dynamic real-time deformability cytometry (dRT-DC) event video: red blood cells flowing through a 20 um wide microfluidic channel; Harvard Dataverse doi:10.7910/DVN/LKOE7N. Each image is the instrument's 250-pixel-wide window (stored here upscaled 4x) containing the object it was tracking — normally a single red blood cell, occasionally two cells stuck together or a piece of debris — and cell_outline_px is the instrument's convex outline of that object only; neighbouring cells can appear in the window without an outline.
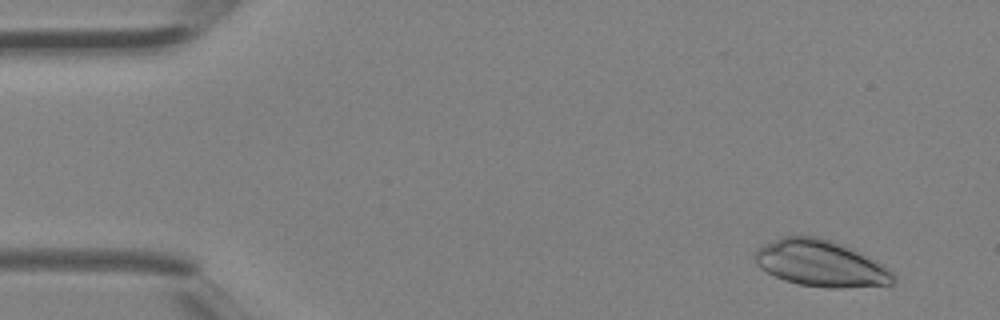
{"species": "Egyptian fruit bat (a non-hibernating species)", "species_latin": "Rousettus aegyptiacus", "temperature_condition": "room temperature", "stored_images_in_passage": 40, "camera_frame_rate_fps": 3000, "um_per_image_px": 0.085, "animal": {"sex": "female"}, "frame": {"image": 1, "passage_image": 3, "time_ms": 0.667, "image_size_px": [1000, 320], "cell_outline_px": [[896, 280], [892, 284], [840, 288], [828, 288], [796, 284], [784, 280], [760, 268], [756, 264], [756, 248], [780, 236], [820, 236], [832, 240], [852, 248], [884, 264], [896, 276]], "centroid_in_image_um": [69.78, 22.38], "position_along_channel_um": 15.2, "area_um2": 37.69}}
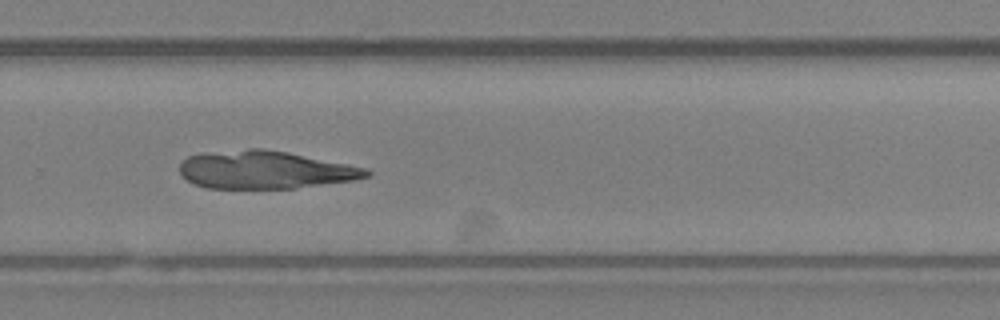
{"frame": {"image": 2, "passage_image": 27, "time_ms": 8.667, "image_size_px": [1000, 320], "cell_outline_px": [[372, 176], [352, 180], [296, 188], [204, 188], [188, 180], [180, 172], [180, 164], [188, 156], [248, 148], [264, 148], [288, 152], [368, 168], [372, 172]], "centroid_in_image_um": [22.59, 14.44], "position_along_channel_um": 307.2, "area_um2": 40.92}}